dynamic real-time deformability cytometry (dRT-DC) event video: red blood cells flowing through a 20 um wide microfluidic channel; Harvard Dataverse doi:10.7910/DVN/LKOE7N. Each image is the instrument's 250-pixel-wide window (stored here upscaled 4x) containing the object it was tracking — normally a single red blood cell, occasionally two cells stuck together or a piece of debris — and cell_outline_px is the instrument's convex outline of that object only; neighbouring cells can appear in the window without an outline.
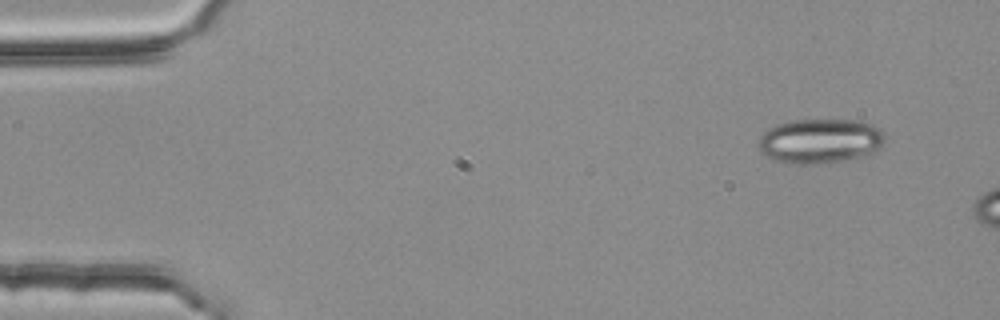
{"species": "common noctule bat (a hibernating species)", "species_latin": "Nyctalus noctula", "temperature_condition": "room temperature", "stored_images_in_passage": 4, "camera_frame_rate_fps": 3000, "um_per_image_px": 0.085, "animal": {"sex": "female", "body_mass_g": 25.1}, "frame": {"image": 1, "passage_image": 1, "time_ms": 0.0, "image_size_px": [1000, 320], "cell_outline_px": [[884, 144], [880, 148], [872, 152], [860, 156], [820, 164], [788, 164], [776, 160], [760, 152], [756, 144], [760, 136], [768, 128], [776, 124], [792, 120], [860, 120], [872, 124], [880, 128], [884, 136]], "centroid_in_image_um": [69.67, 11.97], "position_along_channel_um": 15.3, "area_um2": 33.06}}